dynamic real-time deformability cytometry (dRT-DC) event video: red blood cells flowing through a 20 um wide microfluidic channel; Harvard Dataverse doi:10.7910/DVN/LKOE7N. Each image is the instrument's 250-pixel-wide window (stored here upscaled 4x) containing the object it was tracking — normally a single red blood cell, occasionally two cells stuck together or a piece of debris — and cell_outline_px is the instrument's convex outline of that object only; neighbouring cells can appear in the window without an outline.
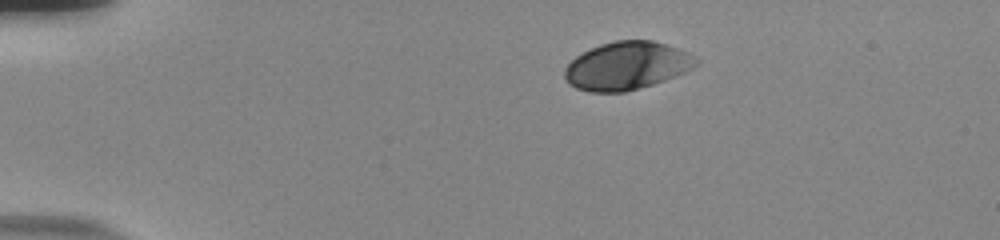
{"species": "human", "species_latin": "Homo sapiens", "temperature_condition": "room temperature", "stored_images_in_passage": 45, "camera_frame_rate_fps": 3000, "um_per_image_px": 0.085, "donor": {"sex": "male"}, "frame": {"image": 1, "passage_image": 1, "time_ms": 0.0, "image_size_px": [1000, 240], "cell_outline_px": [[700, 60], [692, 68], [684, 72], [664, 80], [652, 84], [624, 92], [588, 92], [576, 88], [568, 84], [564, 76], [564, 68], [576, 56], [600, 44], [616, 40], [652, 40], [688, 52], [696, 56]], "centroid_in_image_um": [53.26, 5.59], "position_along_channel_um": 31.7, "area_um2": 36.59}}
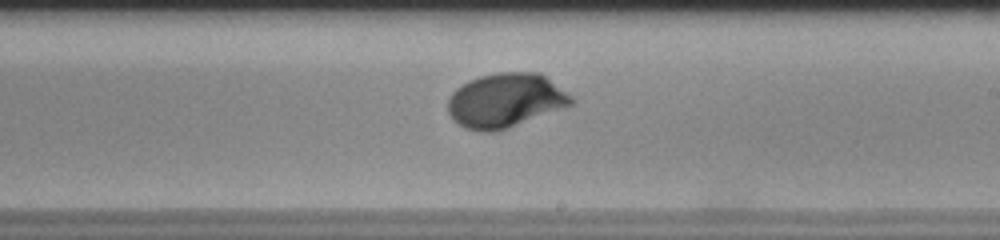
{"frame": {"image": 2, "passage_image": 24, "time_ms": 7.667, "image_size_px": [1000, 240], "cell_outline_px": [[572, 104], [508, 128], [496, 132], [480, 132], [464, 128], [452, 120], [448, 112], [448, 96], [456, 88], [468, 80], [480, 76], [496, 72], [540, 72], [572, 96]], "centroid_in_image_um": [42.9, 8.54], "position_along_channel_um": 246.1, "area_um2": 39.07}}
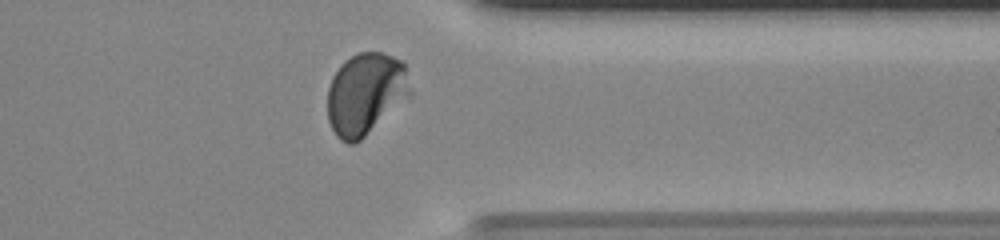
{"frame": {"image": 3, "passage_image": 35, "time_ms": 11.333, "image_size_px": [1000, 240], "cell_outline_px": [[412, 96], [360, 140], [352, 144], [348, 144], [340, 140], [336, 136], [328, 120], [328, 88], [332, 76], [340, 64], [344, 60], [356, 52], [380, 52], [392, 56], [400, 60], [404, 64], [412, 92]], "centroid_in_image_um": [31.08, 7.97], "position_along_channel_um": 380.3, "area_um2": 39.88}, "authors_computed_cell_mechanics": {"area_um2": 36.992, "velocity_mm_per_s": 3.727, "shape_relaxation_time_tau1_ms": 2.6061, "shape_relaxation_time_tau2_ms": null, "deformation_change_tau1": 0.1558, "deformation_change_tau2": null}}